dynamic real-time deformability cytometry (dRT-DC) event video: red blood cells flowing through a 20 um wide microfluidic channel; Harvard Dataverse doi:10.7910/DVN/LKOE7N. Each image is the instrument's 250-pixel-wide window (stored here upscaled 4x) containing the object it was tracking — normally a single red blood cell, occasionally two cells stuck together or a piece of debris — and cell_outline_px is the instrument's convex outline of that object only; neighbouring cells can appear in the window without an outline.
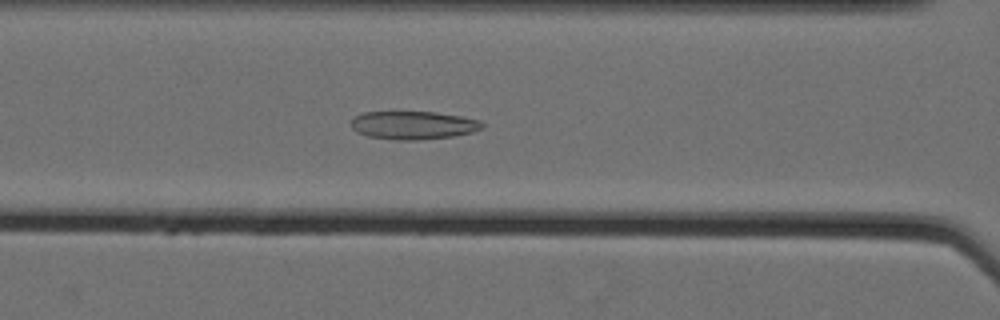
{"species": "Egyptian fruit bat (a non-hibernating species)", "species_latin": "Rousettus aegyptiacus", "temperature_condition": "cold", "stored_images_in_passage": 63, "camera_frame_rate_fps": 3000, "um_per_image_px": 0.085, "animal": {"sex": "female"}, "frame": {"image": 1, "passage_image": 31, "time_ms": 10.0, "image_size_px": [1000, 320], "cell_outline_px": [[484, 128], [472, 132], [452, 136], [420, 140], [396, 140], [368, 136], [356, 132], [352, 128], [352, 116], [364, 112], [436, 112], [460, 116], [480, 120], [484, 124]], "centroid_in_image_um": [35.12, 10.64], "position_along_channel_um": 131.5, "area_um2": 21.62}}
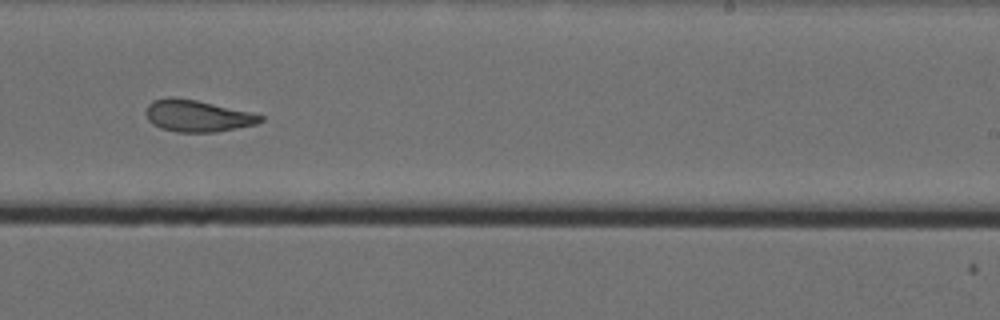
{"frame": {"image": 2, "passage_image": 43, "time_ms": 14.0, "image_size_px": [1000, 320], "cell_outline_px": [[264, 120], [256, 124], [216, 132], [176, 132], [160, 128], [152, 124], [148, 120], [144, 112], [148, 104], [152, 100], [168, 96], [172, 96], [196, 100], [248, 112], [264, 116]], "centroid_in_image_um": [16.7, 9.85], "position_along_channel_um": 272.3, "area_um2": 21.21}}
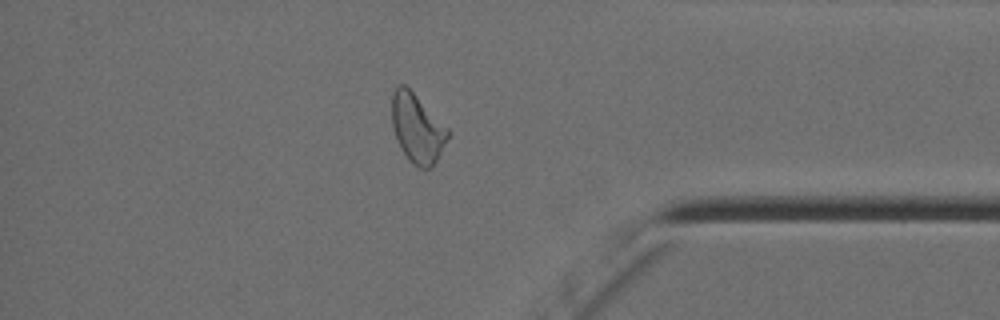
{"frame": {"image": 3, "passage_image": 55, "time_ms": 18.0, "image_size_px": [1000, 320], "cell_outline_px": [[452, 132], [432, 168], [420, 168], [412, 164], [400, 148], [392, 124], [392, 92], [400, 84], [404, 84]], "centroid_in_image_um": [35.48, 10.94], "position_along_channel_um": 399.7, "area_um2": 22.25}}